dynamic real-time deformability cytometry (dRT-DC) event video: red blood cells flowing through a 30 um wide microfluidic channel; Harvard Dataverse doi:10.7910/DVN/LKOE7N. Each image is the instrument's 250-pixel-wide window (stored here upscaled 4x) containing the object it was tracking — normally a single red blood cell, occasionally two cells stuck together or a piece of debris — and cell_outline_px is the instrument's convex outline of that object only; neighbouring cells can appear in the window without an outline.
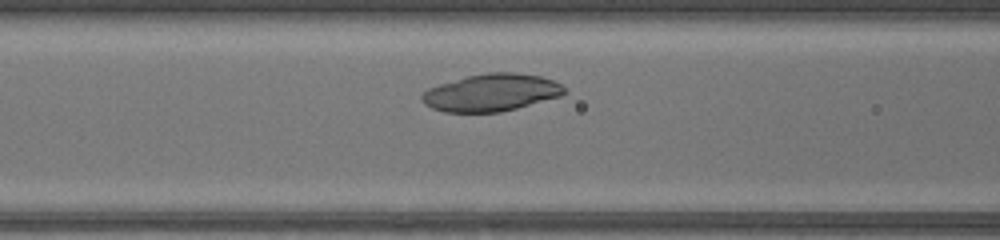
{"species": "common noctule bat (a hibernating species)", "species_latin": "Nyctalus noctula", "temperature_condition": "warm", "stored_images_in_passage": 27, "camera_frame_rate_fps": 3000, "um_per_image_px": 0.085, "animal": {"sex": "female", "body_mass_g": 17.0, "forearm_length_mm": 48.0}, "frame": {"image": 1, "passage_image": 7, "time_ms": 2.0, "image_size_px": [1000, 240], "cell_outline_px": [[564, 96], [500, 112], [444, 112], [432, 108], [424, 104], [420, 100], [420, 96], [428, 88], [440, 84], [468, 76], [488, 72], [516, 72], [540, 76], [552, 80], [560, 84], [564, 88]], "centroid_in_image_um": [41.76, 7.87], "position_along_channel_um": 124.8, "area_um2": 30.98}}
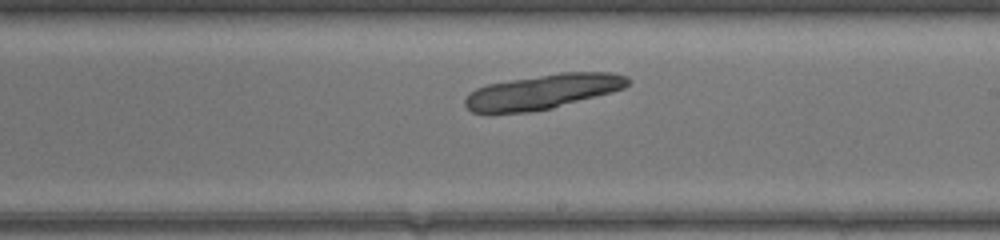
{"frame": {"image": 2, "passage_image": 15, "time_ms": 4.667, "image_size_px": [1000, 240], "cell_outline_px": [[632, 80], [624, 88], [612, 92], [552, 108], [528, 112], [472, 112], [464, 104], [464, 100], [476, 88], [488, 84], [560, 72], [608, 72], [628, 76]], "centroid_in_image_um": [46.19, 7.78], "position_along_channel_um": 242.8, "area_um2": 32.54}}
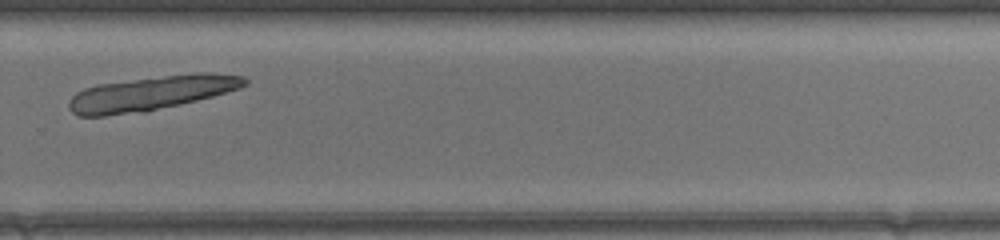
{"frame": {"image": 3, "passage_image": 20, "time_ms": 6.333, "image_size_px": [1000, 240], "cell_outline_px": [[248, 84], [240, 88], [212, 96], [196, 100], [144, 112], [104, 116], [80, 116], [72, 112], [68, 108], [68, 100], [76, 92], [84, 88], [100, 84], [196, 72], [208, 72], [244, 76], [248, 80]], "centroid_in_image_um": [12.85, 7.93], "position_along_channel_um": 317.0, "area_um2": 35.03}}